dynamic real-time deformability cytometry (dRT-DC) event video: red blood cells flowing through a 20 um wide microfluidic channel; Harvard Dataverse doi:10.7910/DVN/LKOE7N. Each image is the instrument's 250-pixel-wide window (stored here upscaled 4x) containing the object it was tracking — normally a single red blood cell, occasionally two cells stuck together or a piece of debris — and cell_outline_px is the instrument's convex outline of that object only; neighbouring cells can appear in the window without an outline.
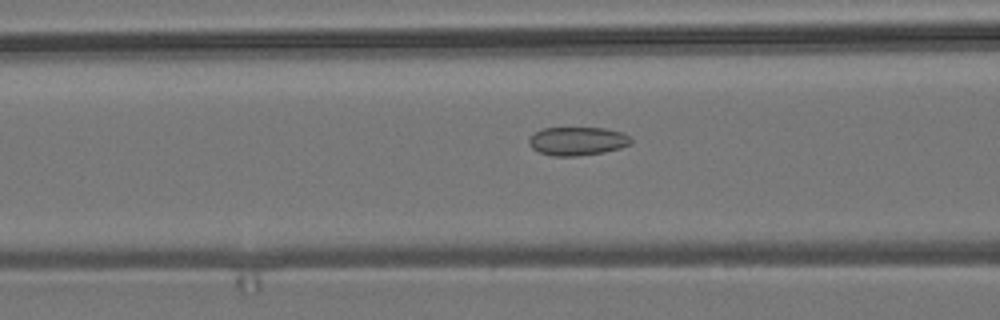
{"species": "common noctule bat (a hibernating species)", "species_latin": "Nyctalus noctula", "temperature_condition": "room temperature", "stored_images_in_passage": 35, "camera_frame_rate_fps": 3000, "um_per_image_px": 0.085, "animal": {"sex": "male", "body_mass_g": 19.2, "forearm_length_mm": 51.8}, "frame": {"image": 1, "passage_image": 9, "time_ms": 2.667, "image_size_px": [1000, 320], "cell_outline_px": [[632, 144], [620, 148], [604, 152], [576, 156], [552, 156], [540, 152], [532, 148], [528, 144], [528, 140], [536, 132], [544, 128], [604, 128], [620, 132], [628, 136], [632, 140]], "centroid_in_image_um": [49.08, 12.0], "position_along_channel_um": 117.5, "area_um2": 16.82}}
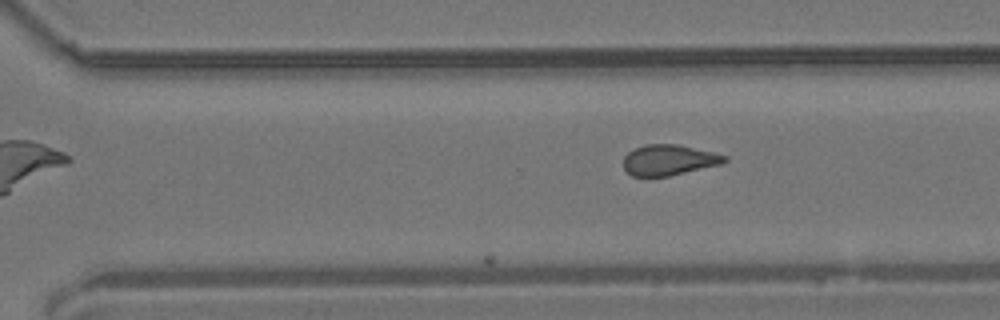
{"frame": {"image": 2, "passage_image": 35, "time_ms": 11.333, "image_size_px": [1000, 320], "cell_outline_px": [[728, 160], [720, 164], [668, 176], [632, 176], [624, 168], [624, 156], [628, 152], [644, 144], [676, 144], [712, 152], [728, 156]], "centroid_in_image_um": [56.84, 13.59], "position_along_channel_um": 313.8, "area_um2": 17.8}}